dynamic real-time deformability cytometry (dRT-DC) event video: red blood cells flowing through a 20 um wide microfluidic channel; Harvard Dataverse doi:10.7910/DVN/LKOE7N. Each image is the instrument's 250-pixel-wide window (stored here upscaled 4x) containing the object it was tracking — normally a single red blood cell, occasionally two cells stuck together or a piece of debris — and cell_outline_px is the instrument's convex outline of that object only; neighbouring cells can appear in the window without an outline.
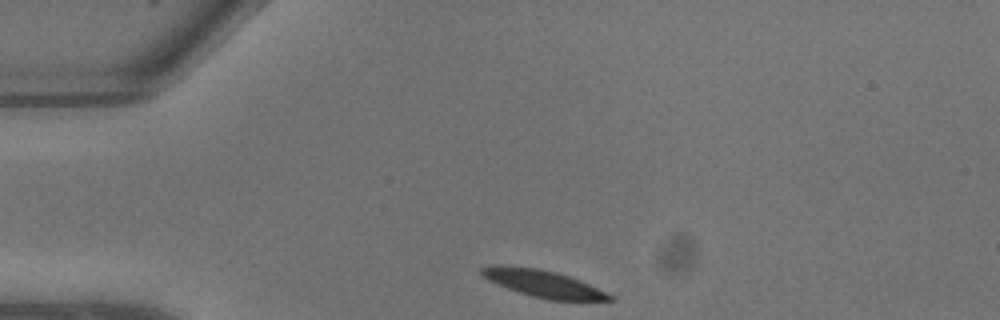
{"species": "common noctule bat (a hibernating species)", "species_latin": "Nyctalus noctula", "temperature_condition": "warm", "stored_images_in_passage": 4, "camera_frame_rate_fps": 3000, "um_per_image_px": 0.085, "animal": {"sex": "male", "body_mass_g": 13.3}, "frame": {"image": 1, "passage_image": 1, "time_ms": 0.0, "image_size_px": [1000, 320], "cell_outline_px": [[616, 300], [548, 300], [532, 296], [508, 288], [488, 280], [480, 272], [480, 268], [492, 264], [500, 264], [536, 268], [556, 272], [580, 280], [612, 296]], "centroid_in_image_um": [46.11, 24.09], "position_along_channel_um": 38.9, "area_um2": 19.88}}
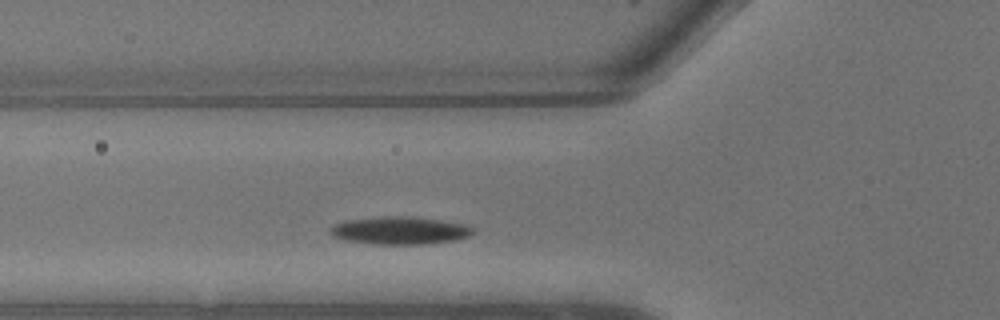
{"frame": {"image": 2, "passage_image": 4, "time_ms": 1.0, "image_size_px": [1000, 320], "cell_outline_px": [[472, 232], [468, 236], [452, 240], [424, 244], [376, 244], [348, 240], [332, 236], [328, 232], [328, 228], [344, 220], [400, 216], [436, 220], [468, 224], [472, 228]], "centroid_in_image_um": [33.94, 19.6], "position_along_channel_um": 91.9, "area_um2": 22.43}}